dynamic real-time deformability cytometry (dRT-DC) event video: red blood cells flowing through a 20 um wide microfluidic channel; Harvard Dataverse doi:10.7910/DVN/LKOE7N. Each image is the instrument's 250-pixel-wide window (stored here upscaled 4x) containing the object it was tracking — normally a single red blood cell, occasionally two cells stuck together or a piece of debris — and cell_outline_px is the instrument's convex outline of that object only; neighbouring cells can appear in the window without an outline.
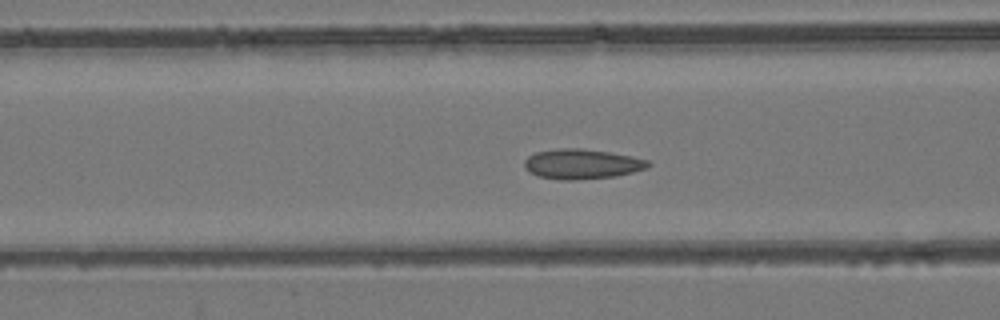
{"species": "common noctule bat (a hibernating species)", "species_latin": "Nyctalus noctula", "temperature_condition": "room temperature", "stored_images_in_passage": 44, "camera_frame_rate_fps": 3000, "um_per_image_px": 0.085, "animal": {"sex": "female", "body_mass_g": 24.6, "forearm_length_mm": 56.2}, "frame": {"image": 1, "passage_image": 10, "time_ms": 3.0, "image_size_px": [1000, 320], "cell_outline_px": [[652, 164], [648, 168], [616, 176], [576, 180], [560, 180], [536, 176], [528, 172], [524, 168], [524, 160], [528, 156], [536, 152], [560, 148], [580, 148], [608, 152], [632, 156], [648, 160]], "centroid_in_image_um": [49.44, 13.95], "position_along_channel_um": 117.2, "area_um2": 21.79}}
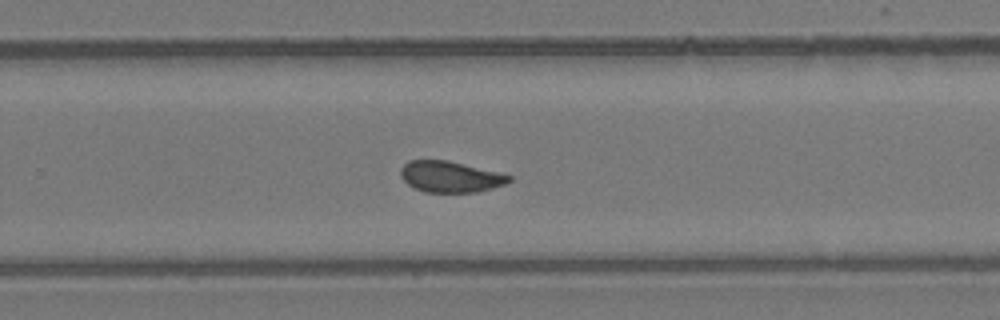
{"frame": {"image": 2, "passage_image": 24, "time_ms": 7.667, "image_size_px": [1000, 320], "cell_outline_px": [[512, 180], [504, 184], [476, 192], [424, 192], [408, 184], [400, 176], [400, 168], [408, 160], [448, 160], [512, 176]], "centroid_in_image_um": [38.23, 15.01], "position_along_channel_um": 291.6, "area_um2": 19.42}}
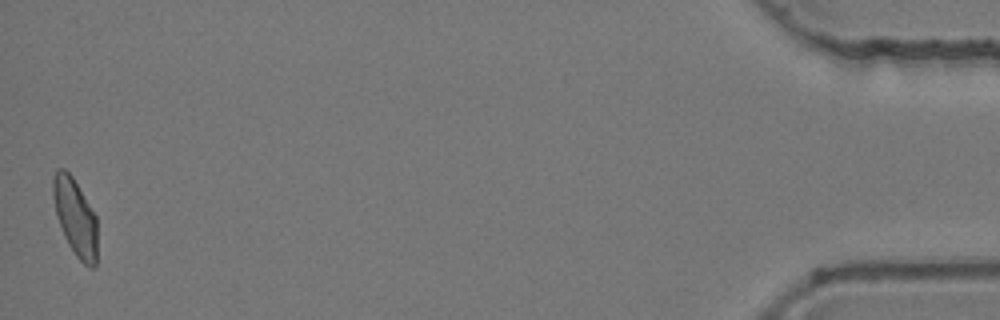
{"frame": {"image": 3, "passage_image": 43, "time_ms": 14.0, "image_size_px": [1000, 320], "cell_outline_px": [[96, 264], [92, 268], [88, 268], [76, 256], [68, 244], [64, 236], [56, 212], [52, 196], [52, 180], [56, 168], [64, 168], [72, 176], [96, 216]], "centroid_in_image_um": [6.38, 18.45], "position_along_channel_um": 428.8, "area_um2": 19.71}}